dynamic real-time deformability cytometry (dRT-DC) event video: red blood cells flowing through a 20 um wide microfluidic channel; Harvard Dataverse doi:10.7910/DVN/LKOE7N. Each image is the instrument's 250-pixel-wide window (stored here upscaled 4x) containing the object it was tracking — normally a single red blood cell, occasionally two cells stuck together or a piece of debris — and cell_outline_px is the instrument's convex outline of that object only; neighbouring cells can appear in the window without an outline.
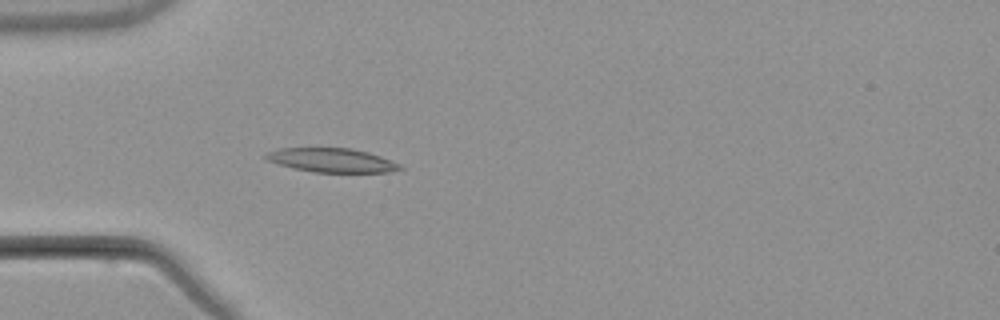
{"species": "common noctule bat (a hibernating species)", "species_latin": "Nyctalus noctula", "temperature_condition": "warm", "stored_images_in_passage": 5, "camera_frame_rate_fps": 3000, "um_per_image_px": 0.085, "animal": {"sex": "male", "body_mass_g": 21.5, "forearm_length_mm": 52.0}, "frame": {"image": 1, "passage_image": 5, "time_ms": 5.0, "image_size_px": [1000, 320], "cell_outline_px": [[404, 168], [388, 172], [312, 172], [280, 164], [268, 160], [264, 156], [268, 152], [276, 148], [352, 148], [368, 152], [380, 156], [400, 164]], "centroid_in_image_um": [28.22, 13.61], "position_along_channel_um": 56.8, "area_um2": 18.55}}